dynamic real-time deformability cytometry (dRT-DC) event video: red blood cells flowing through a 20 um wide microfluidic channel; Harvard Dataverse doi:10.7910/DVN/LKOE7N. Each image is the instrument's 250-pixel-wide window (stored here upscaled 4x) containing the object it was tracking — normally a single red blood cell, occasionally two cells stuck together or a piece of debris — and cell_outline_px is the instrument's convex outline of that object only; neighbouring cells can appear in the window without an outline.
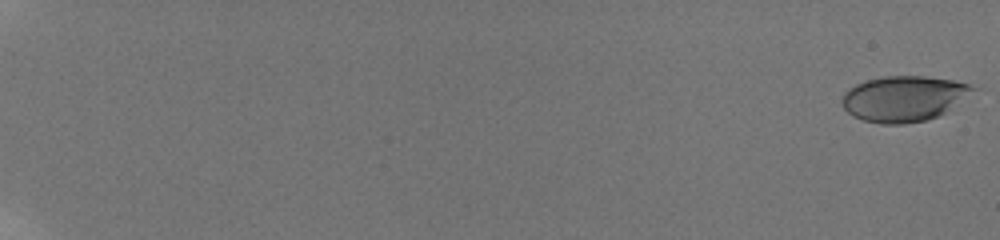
{"species": "human", "species_latin": "Homo sapiens", "temperature_condition": "room temperature", "stored_images_in_passage": 14, "camera_frame_rate_fps": 3000, "um_per_image_px": 0.085, "donor": {"sex": "male"}, "frame": {"image": 1, "passage_image": 1, "time_ms": 0.0, "image_size_px": [1000, 240], "cell_outline_px": [[984, 88], [944, 112], [928, 120], [904, 124], [880, 124], [864, 120], [852, 116], [844, 108], [840, 100], [844, 92], [848, 88], [856, 84], [868, 80], [884, 76], [924, 76], [952, 80]], "centroid_in_image_um": [76.87, 8.38], "position_along_channel_um": 8.1, "area_um2": 35.14}}
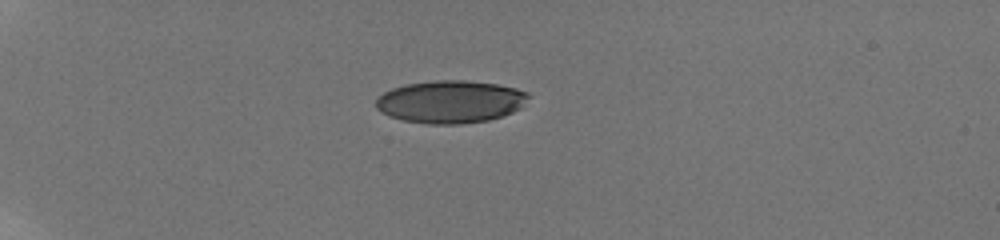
{"frame": {"image": 2, "passage_image": 10, "time_ms": 6.333, "image_size_px": [1000, 240], "cell_outline_px": [[532, 96], [520, 108], [512, 112], [488, 120], [460, 124], [428, 124], [404, 120], [388, 116], [380, 112], [376, 108], [376, 96], [392, 88], [404, 84], [432, 80], [464, 80], [496, 84], [516, 88], [528, 92]], "centroid_in_image_um": [38.27, 8.64], "position_along_channel_um": 46.7, "area_um2": 38.15}}